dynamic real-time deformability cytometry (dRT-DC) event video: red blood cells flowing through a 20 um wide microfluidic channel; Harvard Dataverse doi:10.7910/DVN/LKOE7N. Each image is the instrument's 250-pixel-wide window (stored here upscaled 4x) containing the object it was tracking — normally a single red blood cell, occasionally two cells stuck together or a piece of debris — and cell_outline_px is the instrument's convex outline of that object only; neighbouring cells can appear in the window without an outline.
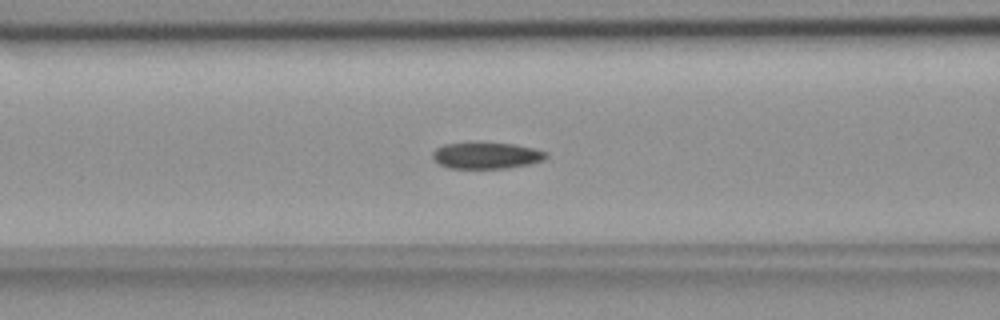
{"species": "common noctule bat (a hibernating species)", "species_latin": "Nyctalus noctula", "temperature_condition": "room temperature", "stored_images_in_passage": 41, "camera_frame_rate_fps": 3000, "um_per_image_px": 0.085, "animal": {"sex": "female", "body_mass_g": 18.4}, "frame": {"image": 1, "passage_image": 8, "time_ms": 2.333, "image_size_px": [1000, 320], "cell_outline_px": [[548, 156], [544, 160], [532, 164], [508, 168], [448, 168], [436, 164], [432, 160], [432, 152], [436, 148], [444, 144], [472, 140], [476, 140], [516, 144], [548, 152]], "centroid_in_image_um": [41.3, 13.18], "position_along_channel_um": 125.3, "area_um2": 18.5}}
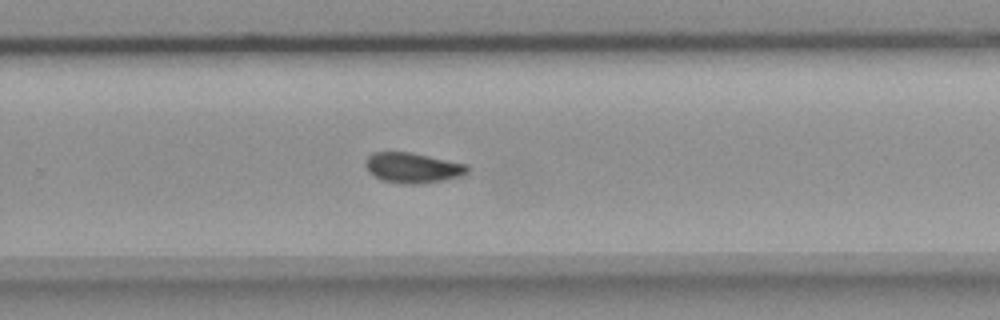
{"frame": {"image": 2, "passage_image": 22, "time_ms": 7.0, "image_size_px": [1000, 320], "cell_outline_px": [[468, 172], [460, 176], [420, 184], [404, 184], [380, 180], [368, 172], [364, 164], [364, 160], [372, 152], [408, 152], [468, 164]], "centroid_in_image_um": [35.02, 14.26], "position_along_channel_um": 294.8, "area_um2": 17.98}}
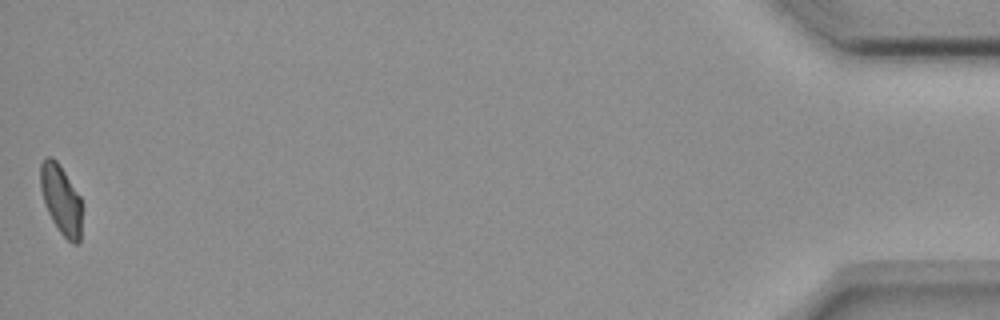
{"frame": {"image": 3, "passage_image": 41, "time_ms": 13.333, "image_size_px": [1000, 320], "cell_outline_px": [[80, 240], [76, 244], [72, 244], [60, 232], [52, 220], [48, 212], [40, 188], [40, 164], [44, 156], [52, 156], [56, 160], [80, 196]], "centroid_in_image_um": [5.16, 16.93], "position_along_channel_um": 430.0, "area_um2": 16.47}, "authors_computed_cell_mechanics": {"area_um2": 17.8602, "velocity_mm_per_s": 3.6464, "shape_relaxation_time_tau1_ms": 8.9011, "shape_relaxation_time_tau2_ms": 4.3618, "deformation_change_tau1": 0.1606, "deformation_change_tau2": 0.0868}}